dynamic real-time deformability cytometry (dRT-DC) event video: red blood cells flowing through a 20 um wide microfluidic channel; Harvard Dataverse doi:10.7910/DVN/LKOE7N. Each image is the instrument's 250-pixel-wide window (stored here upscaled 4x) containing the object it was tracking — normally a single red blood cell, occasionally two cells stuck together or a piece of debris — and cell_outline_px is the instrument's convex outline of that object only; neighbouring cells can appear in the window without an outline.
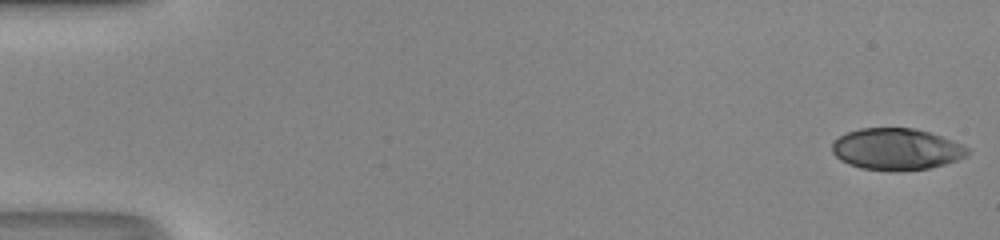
{"species": "human", "species_latin": "Homo sapiens", "temperature_condition": "room temperature", "stored_images_in_passage": 51, "segment_of_instrument_passage": [1, 2], "camera_frame_rate_fps": 3000, "um_per_image_px": 0.085, "donor": {"sex": "male"}, "frame": {"image": 1, "passage_image": 1, "time_ms": 0.0, "image_size_px": [1000, 240], "cell_outline_px": [[972, 152], [968, 156], [944, 164], [928, 168], [896, 172], [892, 172], [860, 168], [848, 164], [840, 160], [832, 152], [832, 144], [840, 136], [848, 132], [860, 128], [916, 128], [952, 140], [968, 148]], "centroid_in_image_um": [76.2, 12.69], "position_along_channel_um": 8.8, "area_um2": 33.0}}
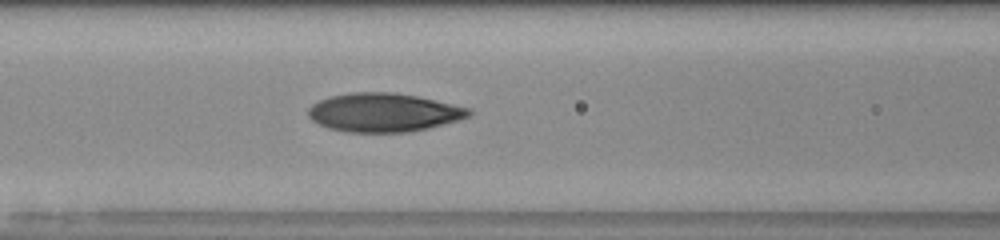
{"frame": {"image": 2, "passage_image": 22, "time_ms": 7.0, "image_size_px": [1000, 240], "cell_outline_px": [[472, 112], [468, 116], [460, 120], [428, 128], [408, 132], [348, 132], [328, 128], [312, 120], [308, 116], [308, 108], [312, 104], [328, 96], [352, 92], [392, 92], [416, 96], [472, 108]], "centroid_in_image_um": [32.61, 9.56], "position_along_channel_um": 134.0, "area_um2": 36.24}}
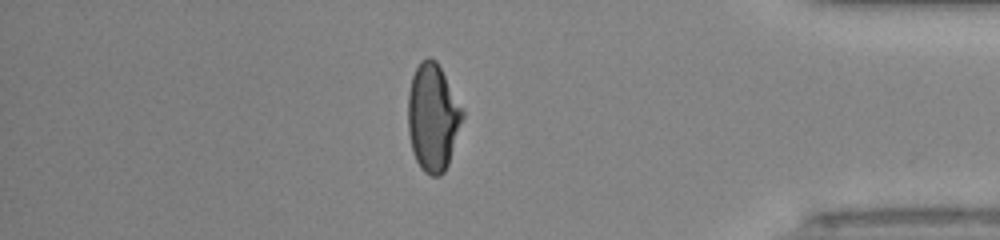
{"frame": {"image": 3, "passage_image": 43, "time_ms": 14.0, "image_size_px": [1000, 240], "cell_outline_px": [[464, 116], [448, 164], [444, 172], [440, 176], [432, 176], [424, 172], [420, 168], [412, 152], [408, 132], [408, 92], [412, 76], [420, 60], [428, 56], [436, 60], [464, 108]], "centroid_in_image_um": [36.79, 9.96], "position_along_channel_um": 398.4, "area_um2": 34.51}}